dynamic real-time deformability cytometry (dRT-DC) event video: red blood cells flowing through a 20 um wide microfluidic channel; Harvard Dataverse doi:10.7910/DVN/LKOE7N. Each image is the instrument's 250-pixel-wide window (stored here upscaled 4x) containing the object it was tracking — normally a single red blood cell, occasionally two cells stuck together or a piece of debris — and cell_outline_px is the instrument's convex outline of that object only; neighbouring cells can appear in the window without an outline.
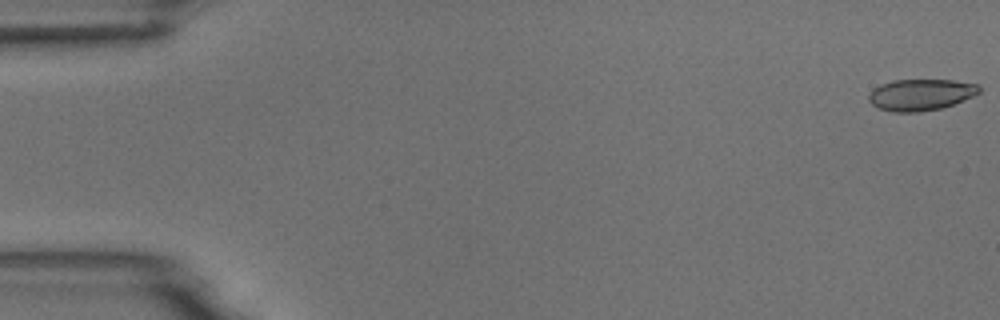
{"species": "common noctule bat (a hibernating species)", "species_latin": "Nyctalus noctula", "temperature_condition": "room temperature", "stored_images_in_passage": 9, "camera_frame_rate_fps": 3000, "um_per_image_px": 0.085, "animal": {"sex": "male", "body_mass_g": 18.8}, "frame": {"image": 1, "passage_image": 1, "time_ms": 0.0, "image_size_px": [1000, 320], "cell_outline_px": [[980, 92], [972, 96], [952, 104], [940, 108], [916, 112], [892, 112], [880, 108], [872, 104], [868, 100], [868, 96], [872, 88], [880, 84], [892, 80], [952, 80], [976, 84], [980, 88]], "centroid_in_image_um": [78.2, 8.04], "position_along_channel_um": 6.8, "area_um2": 20.06}}
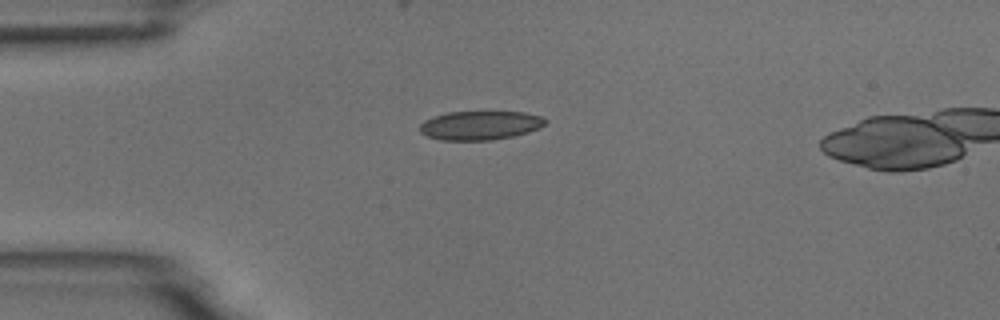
{"frame": {"image": 2, "passage_image": 4, "time_ms": 4.333, "image_size_px": [1000, 320], "cell_outline_px": [[548, 120], [540, 128], [528, 132], [512, 136], [492, 140], [440, 140], [428, 136], [420, 132], [420, 124], [424, 120], [432, 116], [448, 112], [524, 112], [540, 116]], "centroid_in_image_um": [40.8, 10.65], "position_along_channel_um": 44.2, "area_um2": 21.15}}
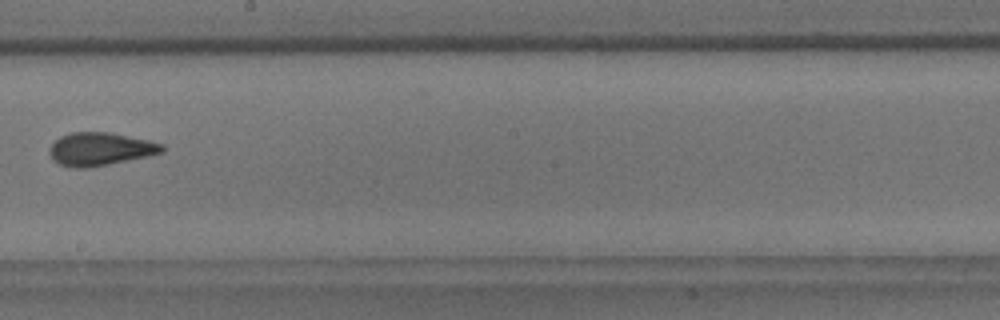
{"frame": {"image": 3, "passage_image": 9, "time_ms": 10.0, "image_size_px": [1000, 320], "cell_outline_px": [[164, 152], [108, 164], [88, 168], [76, 168], [60, 164], [52, 160], [48, 152], [48, 148], [60, 136], [72, 132], [108, 132], [148, 140], [164, 144]], "centroid_in_image_um": [8.48, 12.66], "position_along_channel_um": 239.7, "area_um2": 21.56}}